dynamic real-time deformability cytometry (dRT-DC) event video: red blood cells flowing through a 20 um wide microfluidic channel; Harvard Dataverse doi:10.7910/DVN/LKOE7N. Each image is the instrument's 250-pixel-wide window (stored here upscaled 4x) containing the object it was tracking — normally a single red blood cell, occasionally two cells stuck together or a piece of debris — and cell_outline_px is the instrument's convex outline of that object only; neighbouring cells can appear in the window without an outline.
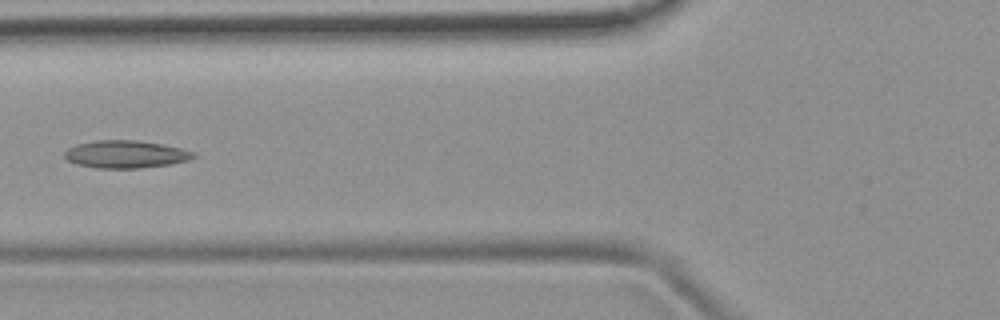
{"species": "common noctule bat (a hibernating species)", "species_latin": "Nyctalus noctula", "temperature_condition": "room temperature", "stored_images_in_passage": 4, "camera_frame_rate_fps": 3000, "um_per_image_px": 0.085, "animal": {"sex": "female", "body_mass_g": 19.9}, "frame": {"image": 1, "passage_image": 4, "time_ms": 3.333, "image_size_px": [1000, 320], "cell_outline_px": [[196, 156], [188, 160], [168, 164], [140, 168], [96, 168], [76, 164], [68, 160], [64, 156], [64, 152], [68, 148], [76, 144], [96, 140], [136, 140], [164, 144], [196, 152]], "centroid_in_image_um": [10.67, 13.1], "position_along_channel_um": 115.1, "area_um2": 20.75}}